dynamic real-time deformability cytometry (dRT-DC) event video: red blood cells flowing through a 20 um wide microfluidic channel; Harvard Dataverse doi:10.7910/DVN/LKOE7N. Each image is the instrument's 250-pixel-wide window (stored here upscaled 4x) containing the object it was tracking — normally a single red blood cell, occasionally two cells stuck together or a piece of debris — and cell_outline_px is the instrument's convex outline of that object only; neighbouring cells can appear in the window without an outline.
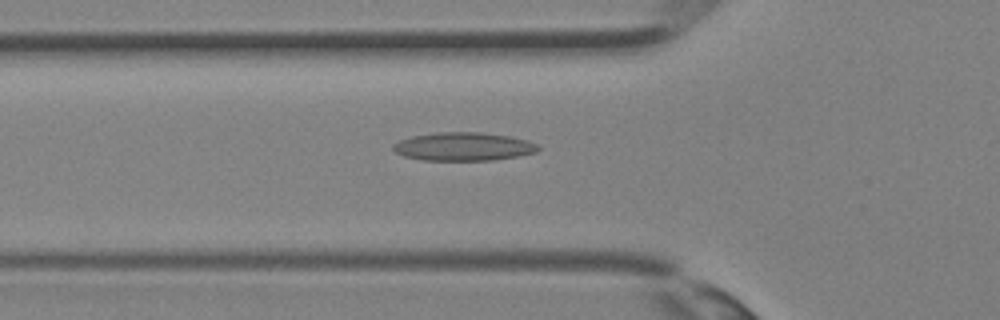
{"species": "Egyptian fruit bat (a non-hibernating species)", "species_latin": "Rousettus aegyptiacus", "temperature_condition": "room temperature", "stored_images_in_passage": 29, "camera_frame_rate_fps": 3000, "um_per_image_px": 0.085, "animal": {"sex": "female"}, "frame": {"image": 1, "passage_image": 6, "time_ms": 1.667, "image_size_px": [1000, 320], "cell_outline_px": [[540, 148], [536, 152], [516, 156], [492, 160], [424, 160], [404, 156], [396, 152], [392, 148], [392, 144], [400, 140], [412, 136], [440, 132], [480, 132], [508, 136], [528, 140], [536, 144]], "centroid_in_image_um": [39.38, 12.45], "position_along_channel_um": 86.4, "area_um2": 23.76}}
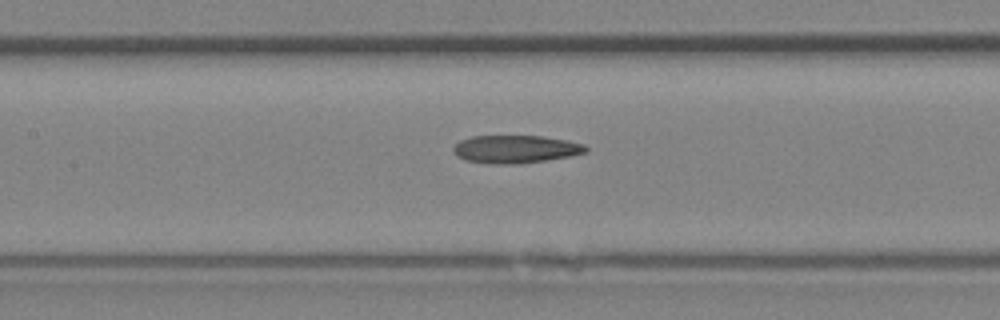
{"frame": {"image": 2, "passage_image": 10, "time_ms": 3.0, "image_size_px": [1000, 320], "cell_outline_px": [[588, 152], [548, 160], [520, 164], [492, 164], [464, 160], [456, 156], [452, 152], [452, 148], [460, 140], [472, 136], [544, 136], [568, 140], [584, 144], [588, 148]], "centroid_in_image_um": [43.81, 12.68], "position_along_channel_um": 163.6, "area_um2": 21.79}}
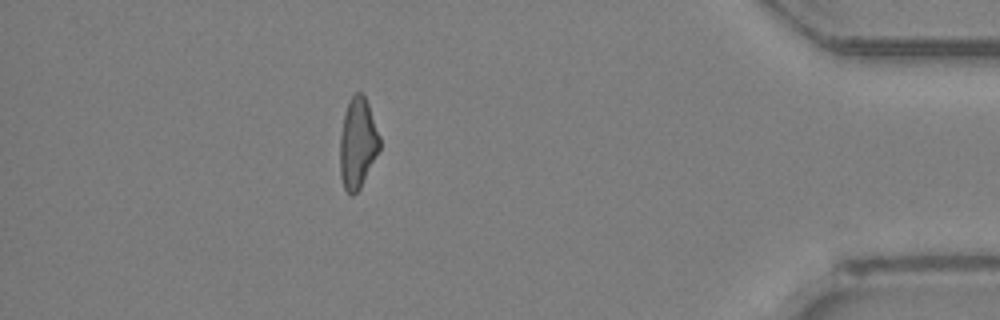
{"frame": {"image": 3, "passage_image": 25, "time_ms": 8.0, "image_size_px": [1000, 320], "cell_outline_px": [[380, 148], [360, 188], [352, 196], [344, 188], [340, 176], [340, 136], [344, 116], [348, 104], [352, 96], [356, 92], [360, 92], [364, 96], [368, 104], [380, 136]], "centroid_in_image_um": [30.4, 12.19], "position_along_channel_um": 404.8, "area_um2": 20.63}}